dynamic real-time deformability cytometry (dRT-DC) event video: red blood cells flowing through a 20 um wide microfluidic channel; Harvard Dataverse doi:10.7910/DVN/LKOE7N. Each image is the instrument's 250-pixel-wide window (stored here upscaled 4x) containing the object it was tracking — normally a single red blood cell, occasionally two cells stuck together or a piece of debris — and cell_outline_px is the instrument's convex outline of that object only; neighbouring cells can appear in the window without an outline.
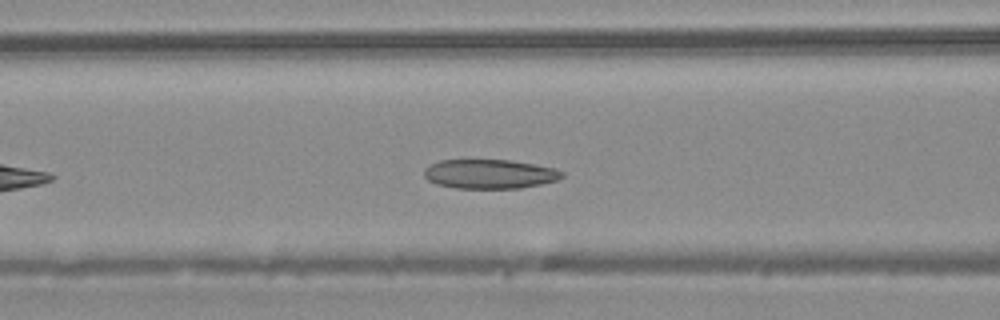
{"species": "common noctule bat (a hibernating species)", "species_latin": "Nyctalus noctula", "temperature_condition": "warm", "stored_images_in_passage": 29, "camera_frame_rate_fps": 3000, "um_per_image_px": 0.085, "animal": {"sex": "male", "body_mass_g": 20.4}, "frame": {"image": 1, "passage_image": 9, "time_ms": 2.667, "image_size_px": [1000, 320], "cell_outline_px": [[564, 176], [556, 180], [540, 184], [520, 188], [456, 188], [436, 184], [428, 180], [424, 176], [424, 168], [440, 160], [512, 160], [536, 164], [556, 168], [564, 172]], "centroid_in_image_um": [41.64, 14.78], "position_along_channel_um": 125.0, "area_um2": 23.58}}
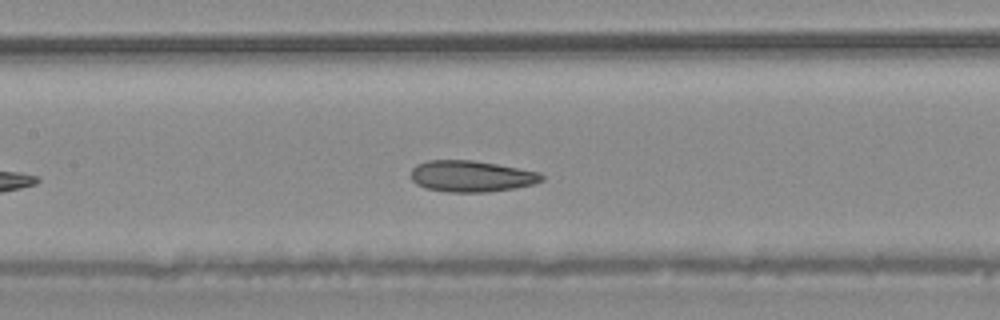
{"frame": {"image": 2, "passage_image": 12, "time_ms": 3.667, "image_size_px": [1000, 320], "cell_outline_px": [[544, 180], [532, 184], [516, 188], [488, 192], [448, 192], [424, 188], [416, 184], [412, 180], [412, 168], [416, 164], [428, 160], [472, 160], [496, 164], [540, 172], [544, 176]], "centroid_in_image_um": [40.06, 14.98], "position_along_channel_um": 167.3, "area_um2": 23.93}}
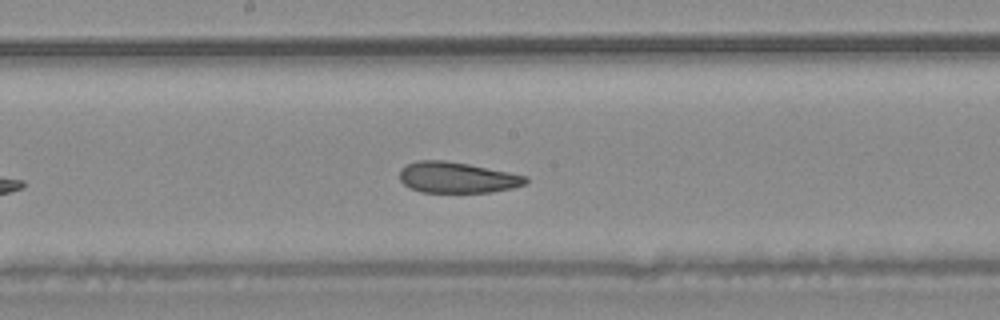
{"frame": {"image": 3, "passage_image": 15, "time_ms": 4.667, "image_size_px": [1000, 320], "cell_outline_px": [[528, 180], [524, 184], [512, 188], [492, 192], [420, 192], [404, 184], [400, 180], [400, 168], [416, 160], [444, 160], [468, 164], [528, 176]], "centroid_in_image_um": [38.84, 15.08], "position_along_channel_um": 209.4, "area_um2": 22.6}, "authors_computed_cell_mechanics": {"area_um2": 23.409, "velocity_mm_per_s": 4.2086, "shape_relaxation_time_tau1_ms": null, "shape_relaxation_time_tau2_ms": 2.8346, "deformation_change_tau1": null, "deformation_change_tau2": 0.1038}}